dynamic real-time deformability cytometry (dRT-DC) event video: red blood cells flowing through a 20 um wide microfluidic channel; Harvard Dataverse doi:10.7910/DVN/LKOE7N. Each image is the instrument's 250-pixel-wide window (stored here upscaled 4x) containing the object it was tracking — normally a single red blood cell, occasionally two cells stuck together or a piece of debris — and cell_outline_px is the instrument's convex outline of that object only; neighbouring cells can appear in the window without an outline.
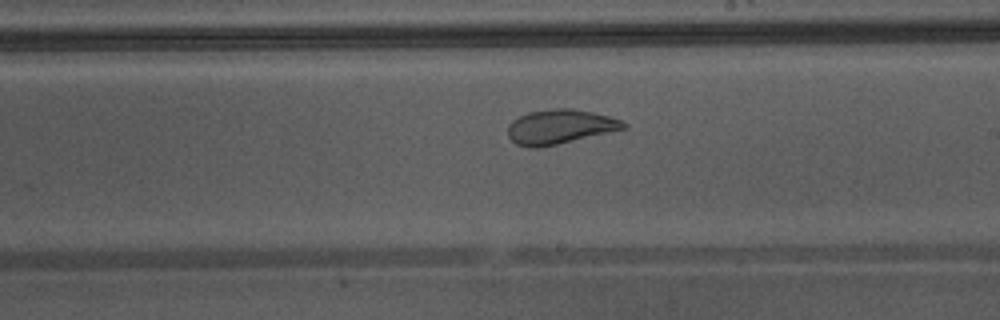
{"species": "Egyptian fruit bat (a non-hibernating species)", "species_latin": "Rousettus aegyptiacus", "temperature_condition": "warm", "stored_images_in_passage": 34, "camera_frame_rate_fps": 3000, "um_per_image_px": 0.085, "animal": {"sex": "male"}, "frame": {"image": 1, "passage_image": 19, "time_ms": 6.0, "image_size_px": [1000, 320], "cell_outline_px": [[628, 128], [556, 144], [536, 148], [528, 148], [516, 144], [508, 136], [508, 124], [512, 120], [528, 112], [552, 108], [572, 108], [592, 112], [608, 116], [620, 120], [628, 124]], "centroid_in_image_um": [47.57, 10.77], "position_along_channel_um": 241.4, "area_um2": 23.18}}